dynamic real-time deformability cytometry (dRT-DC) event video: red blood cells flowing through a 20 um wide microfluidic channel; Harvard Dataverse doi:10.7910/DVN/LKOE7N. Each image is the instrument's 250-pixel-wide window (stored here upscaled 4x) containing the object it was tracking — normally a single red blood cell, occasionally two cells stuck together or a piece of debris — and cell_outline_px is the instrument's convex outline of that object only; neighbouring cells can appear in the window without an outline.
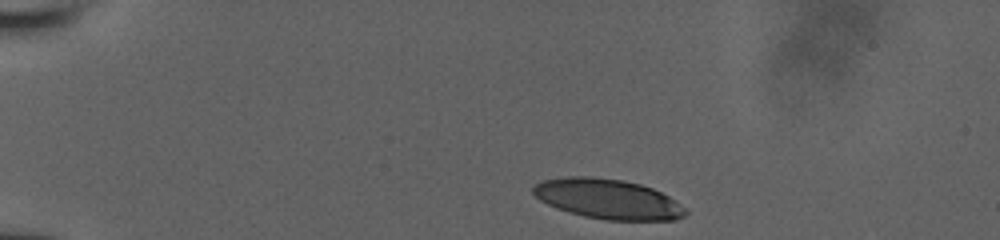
{"species": "human", "species_latin": "Homo sapiens", "temperature_condition": "room temperature", "stored_images_in_passage": 19, "camera_frame_rate_fps": 3000, "um_per_image_px": 0.085, "donor": {"sex": "male"}, "frame": {"image": 1, "passage_image": 1, "time_ms": 0.0, "image_size_px": [1000, 240], "cell_outline_px": [[688, 212], [684, 216], [676, 220], [604, 220], [584, 216], [568, 212], [556, 208], [540, 200], [532, 192], [532, 188], [540, 180], [568, 176], [592, 176], [624, 180], [640, 184], [652, 188], [676, 200]], "centroid_in_image_um": [51.65, 16.91], "position_along_channel_um": 33.3, "area_um2": 35.6}}